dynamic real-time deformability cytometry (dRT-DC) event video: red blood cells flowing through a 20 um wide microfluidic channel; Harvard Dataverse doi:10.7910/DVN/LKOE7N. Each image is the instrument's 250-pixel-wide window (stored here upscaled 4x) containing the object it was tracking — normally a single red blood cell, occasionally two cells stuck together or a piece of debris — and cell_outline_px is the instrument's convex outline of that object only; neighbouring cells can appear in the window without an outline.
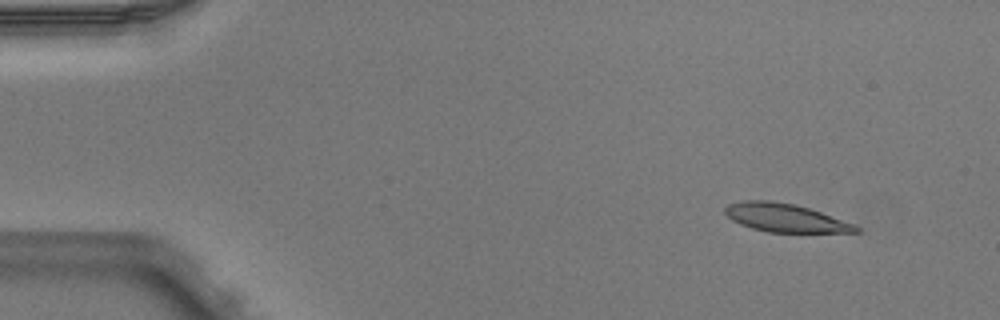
{"species": "Egyptian fruit bat (a non-hibernating species)", "species_latin": "Rousettus aegyptiacus", "temperature_condition": "warm", "stored_images_in_passage": 5, "camera_frame_rate_fps": 3000, "um_per_image_px": 0.085, "animal": {"sex": "male"}, "frame": {"image": 1, "passage_image": 2, "time_ms": 0.333, "image_size_px": [1000, 320], "cell_outline_px": [[860, 232], [768, 232], [752, 228], [740, 224], [732, 220], [724, 212], [724, 208], [728, 204], [744, 200], [768, 200], [792, 204], [808, 208], [856, 224], [860, 228]], "centroid_in_image_um": [66.73, 18.51], "position_along_channel_um": 18.3, "area_um2": 21.44}}
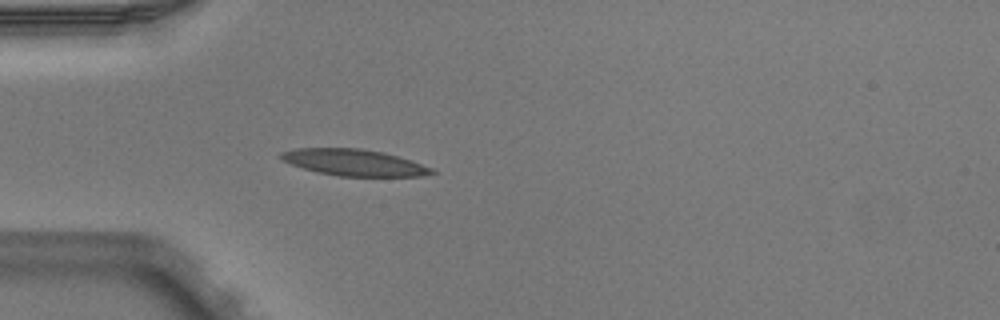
{"frame": {"image": 2, "passage_image": 5, "time_ms": 1.333, "image_size_px": [1000, 320], "cell_outline_px": [[436, 172], [420, 176], [340, 176], [316, 172], [292, 164], [284, 160], [280, 156], [280, 152], [296, 148], [360, 148], [384, 152], [412, 160], [432, 168]], "centroid_in_image_um": [30.11, 13.8], "position_along_channel_um": 54.9, "area_um2": 23.12}}